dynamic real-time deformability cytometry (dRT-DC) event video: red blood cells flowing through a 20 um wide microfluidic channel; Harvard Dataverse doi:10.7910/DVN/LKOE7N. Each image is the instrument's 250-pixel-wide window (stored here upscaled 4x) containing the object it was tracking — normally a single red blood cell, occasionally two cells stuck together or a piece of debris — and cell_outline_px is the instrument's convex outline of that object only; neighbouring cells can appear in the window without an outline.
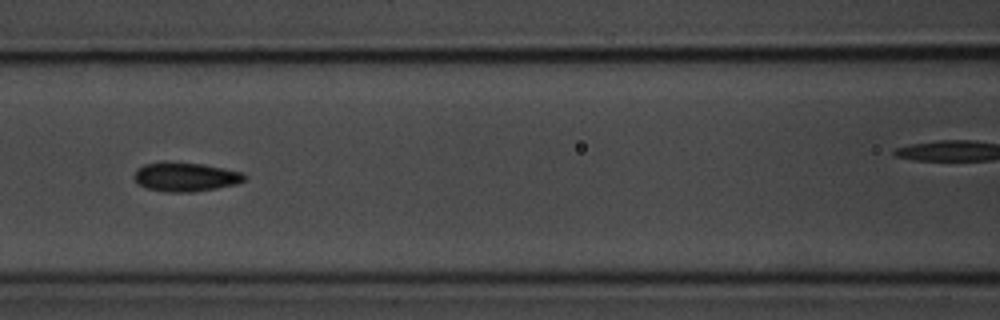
{"species": "common noctule bat (a hibernating species)", "species_latin": "Nyctalus noctula", "temperature_condition": "room temperature", "stored_images_in_passage": 12, "camera_frame_rate_fps": 3000, "um_per_image_px": 0.085, "animal": {"sex": "male", "body_mass_g": 20.1, "forearm_length_mm": 53.5}, "frame": {"image": 1, "passage_image": 7, "time_ms": 7.0, "image_size_px": [1000, 320], "cell_outline_px": [[248, 176], [244, 180], [236, 184], [216, 188], [192, 192], [164, 192], [148, 188], [140, 184], [132, 176], [136, 168], [144, 164], [164, 160], [168, 160], [200, 164], [240, 172]], "centroid_in_image_um": [15.7, 15.02], "position_along_channel_um": 150.9, "area_um2": 18.79}}